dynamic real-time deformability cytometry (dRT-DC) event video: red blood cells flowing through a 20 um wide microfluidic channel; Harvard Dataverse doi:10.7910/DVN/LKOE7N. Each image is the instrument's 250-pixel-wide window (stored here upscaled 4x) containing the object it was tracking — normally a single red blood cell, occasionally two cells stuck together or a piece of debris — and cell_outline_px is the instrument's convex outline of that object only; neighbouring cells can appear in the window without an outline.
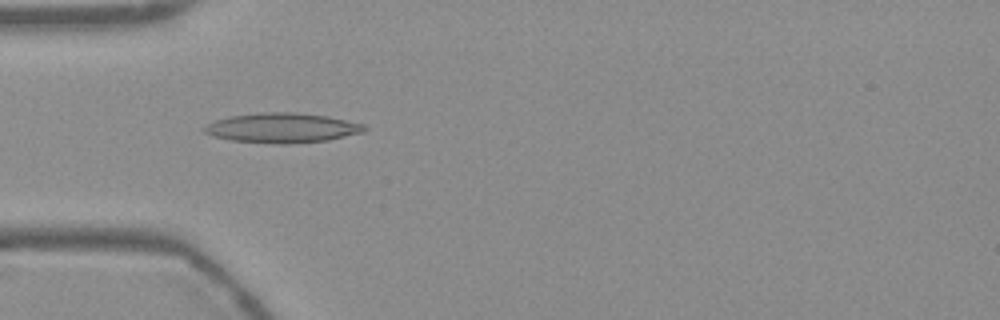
{"species": "Egyptian fruit bat (a non-hibernating species)", "species_latin": "Rousettus aegyptiacus", "temperature_condition": "warm", "stored_images_in_passage": 53, "camera_frame_rate_fps": 3000, "um_per_image_px": 0.085, "frame": {"image": 1, "passage_image": 16, "time_ms": 5.0, "image_size_px": [1000, 320], "cell_outline_px": [[368, 128], [364, 132], [328, 140], [288, 144], [280, 144], [232, 140], [212, 136], [204, 132], [200, 128], [216, 120], [228, 116], [256, 112], [288, 112], [328, 116], [364, 124]], "centroid_in_image_um": [23.97, 10.86], "position_along_channel_um": 61.0, "area_um2": 27.86}}
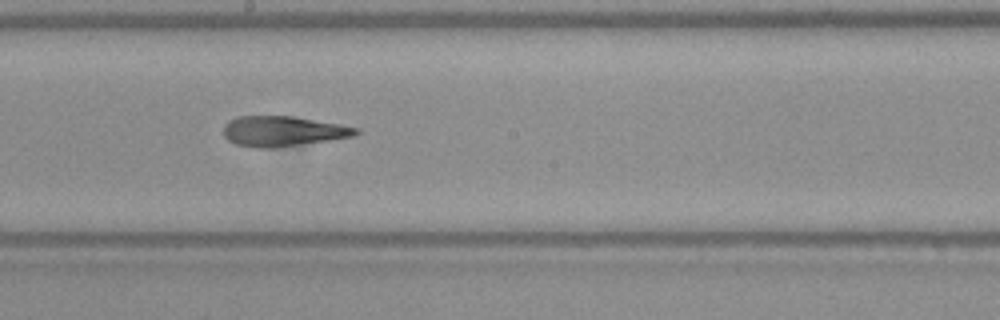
{"frame": {"image": 2, "passage_image": 29, "time_ms": 9.333, "image_size_px": [1000, 320], "cell_outline_px": [[360, 132], [352, 136], [328, 140], [272, 148], [256, 148], [236, 144], [228, 140], [224, 136], [224, 124], [228, 120], [240, 116], [292, 116], [340, 124], [360, 128]], "centroid_in_image_um": [24.02, 11.14], "position_along_channel_um": 224.2, "area_um2": 23.18}}
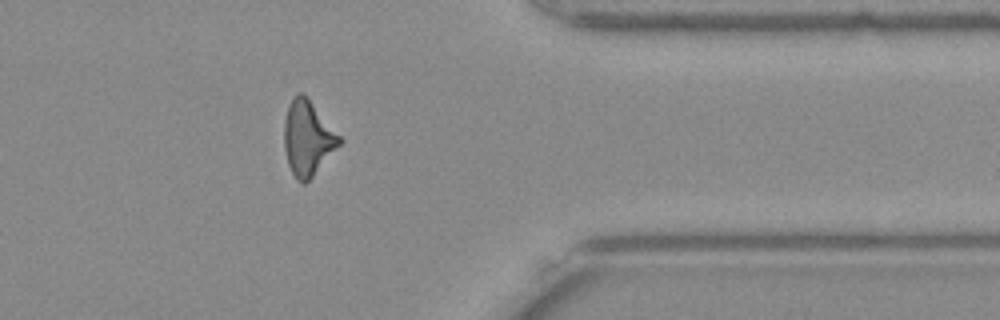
{"frame": {"image": 3, "passage_image": 43, "time_ms": 14.0, "image_size_px": [1000, 320], "cell_outline_px": [[344, 140], [312, 176], [304, 184], [300, 184], [296, 180], [288, 164], [284, 148], [284, 124], [288, 108], [292, 100], [300, 92], [304, 92]], "centroid_in_image_um": [26.16, 11.74], "position_along_channel_um": 385.2, "area_um2": 23.87}, "authors_computed_cell_mechanics": {"area_um2": 23.6402, "velocity_mm_per_s": 3.7822, "shape_relaxation_time_tau1_ms": null, "shape_relaxation_time_tau2_ms": 4.5682, "deformation_change_tau1": null, "deformation_change_tau2": 0.1669}}